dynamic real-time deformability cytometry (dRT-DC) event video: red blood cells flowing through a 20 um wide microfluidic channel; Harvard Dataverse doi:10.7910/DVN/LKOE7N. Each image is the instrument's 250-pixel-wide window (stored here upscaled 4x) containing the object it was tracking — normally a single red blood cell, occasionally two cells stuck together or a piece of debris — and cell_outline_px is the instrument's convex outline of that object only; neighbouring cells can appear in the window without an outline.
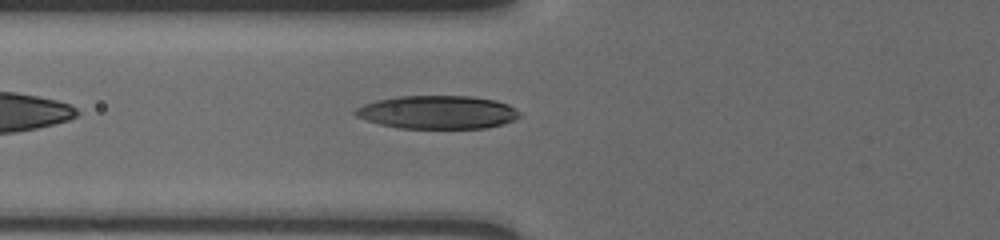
{"species": "human", "species_latin": "Homo sapiens", "temperature_condition": "cold", "stored_images_in_passage": 20, "segment_of_instrument_passage": [2, 2], "camera_frame_rate_fps": 3000, "um_per_image_px": 0.085, "donor": {"sex": "male"}, "frame": {"image": 1, "passage_image": 11, "time_ms": 3.333, "image_size_px": [1000, 240], "cell_outline_px": [[520, 116], [512, 120], [488, 128], [400, 128], [380, 124], [356, 116], [352, 112], [356, 108], [364, 104], [376, 100], [400, 96], [472, 96], [496, 100], [508, 104], [520, 112]], "centroid_in_image_um": [37.18, 9.53], "position_along_channel_um": 88.6, "area_um2": 31.73}}
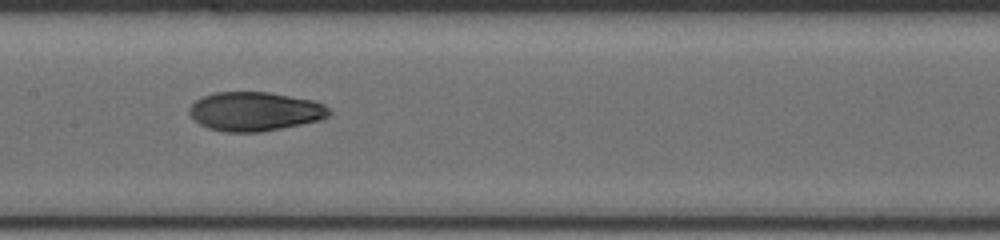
{"frame": {"image": 2, "passage_image": 15, "time_ms": 4.667, "image_size_px": [1000, 240], "cell_outline_px": [[332, 112], [328, 116], [320, 120], [260, 132], [224, 132], [208, 128], [192, 120], [188, 112], [188, 108], [196, 100], [212, 92], [268, 92], [312, 100], [324, 104]], "centroid_in_image_um": [21.62, 9.47], "position_along_channel_um": 185.8, "area_um2": 31.85}}
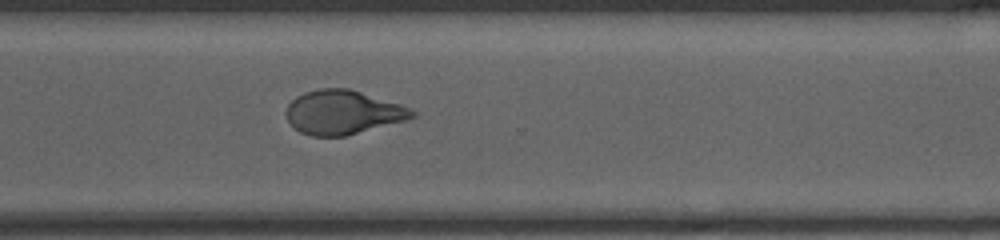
{"frame": {"image": 3, "passage_image": 20, "time_ms": 6.333, "image_size_px": [1000, 240], "cell_outline_px": [[416, 116], [408, 120], [344, 136], [312, 136], [300, 132], [288, 120], [284, 112], [288, 104], [296, 96], [304, 92], [320, 88], [348, 88], [400, 104], [416, 112]], "centroid_in_image_um": [29.13, 9.54], "position_along_channel_um": 341.5, "area_um2": 32.25}}